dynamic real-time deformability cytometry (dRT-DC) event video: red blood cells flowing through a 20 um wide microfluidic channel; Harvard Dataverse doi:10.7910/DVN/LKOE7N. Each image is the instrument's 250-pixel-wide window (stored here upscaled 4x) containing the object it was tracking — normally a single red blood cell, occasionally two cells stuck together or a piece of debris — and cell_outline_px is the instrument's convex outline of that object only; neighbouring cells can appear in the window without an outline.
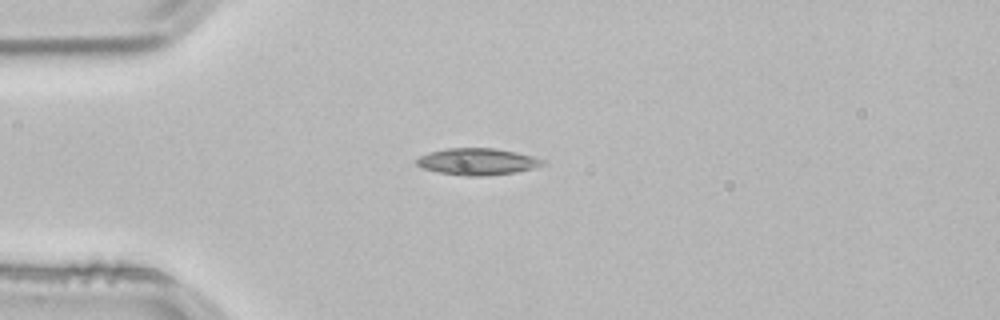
{"species": "common noctule bat (a hibernating species)", "species_latin": "Nyctalus noctula", "temperature_condition": "room temperature", "stored_images_in_passage": 50, "camera_frame_rate_fps": 3000, "um_per_image_px": 0.085, "animal": {"sex": "male", "body_mass_g": 21.5, "forearm_length_mm": 52.0}, "frame": {"image": 1, "passage_image": 11, "time_ms": 3.333, "image_size_px": [1000, 320], "cell_outline_px": [[544, 164], [532, 168], [516, 172], [480, 176], [464, 176], [436, 172], [424, 168], [416, 164], [416, 160], [420, 156], [432, 152], [448, 148], [496, 148], [516, 152], [532, 156], [544, 160]], "centroid_in_image_um": [40.57, 13.74], "position_along_channel_um": 44.4, "area_um2": 19.42}}
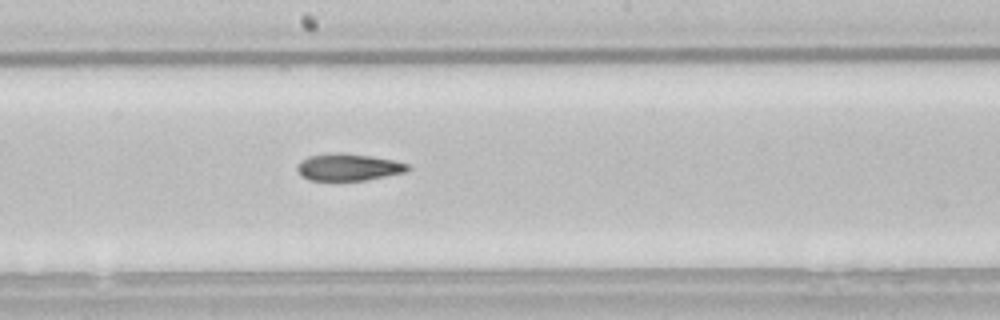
{"frame": {"image": 2, "passage_image": 26, "time_ms": 8.333, "image_size_px": [1000, 320], "cell_outline_px": [[412, 168], [404, 172], [364, 180], [308, 180], [300, 176], [296, 168], [300, 160], [308, 156], [344, 152], [392, 160], [408, 164]], "centroid_in_image_um": [29.56, 14.21], "position_along_channel_um": 218.6, "area_um2": 17.22}}
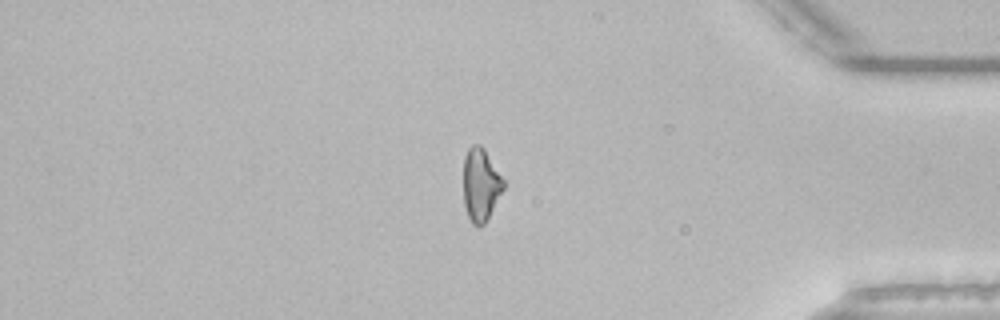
{"frame": {"image": 3, "passage_image": 42, "time_ms": 13.667, "image_size_px": [1000, 320], "cell_outline_px": [[504, 188], [484, 224], [476, 228], [472, 224], [468, 216], [464, 204], [464, 156], [468, 148], [472, 144], [480, 144], [484, 148], [504, 180]], "centroid_in_image_um": [40.85, 15.69], "position_along_channel_um": 394.4, "area_um2": 16.94}, "authors_computed_cell_mechanics": {"area_um2": 18.1781, "velocity_mm_per_s": 3.8581, "shape_relaxation_time_tau1_ms": null, "shape_relaxation_time_tau2_ms": 8.0234, "deformation_change_tau1": null, "deformation_change_tau2": 0.1971}}